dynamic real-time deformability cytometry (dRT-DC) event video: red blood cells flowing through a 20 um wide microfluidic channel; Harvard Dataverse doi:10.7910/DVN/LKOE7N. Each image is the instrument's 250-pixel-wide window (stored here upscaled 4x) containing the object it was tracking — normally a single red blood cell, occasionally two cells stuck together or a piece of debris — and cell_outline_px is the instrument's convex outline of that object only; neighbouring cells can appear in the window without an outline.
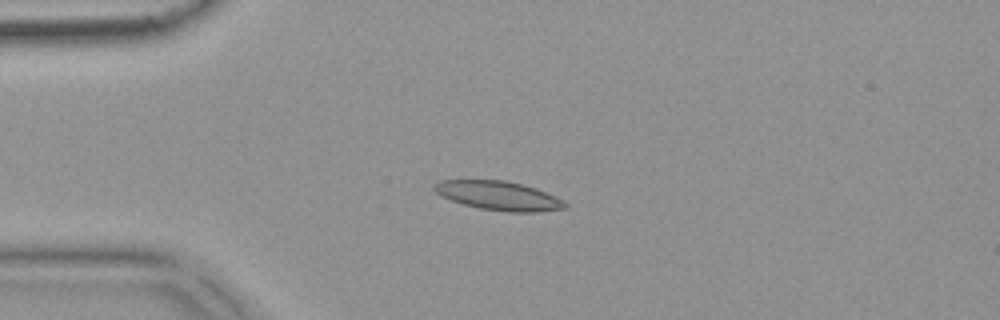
{"species": "common noctule bat (a hibernating species)", "species_latin": "Nyctalus noctula", "temperature_condition": "warm", "stored_images_in_passage": 53, "camera_frame_rate_fps": 3000, "um_per_image_px": 0.085, "animal": {"sex": "female", "body_mass_g": 18.4}, "frame": {"image": 1, "passage_image": 13, "time_ms": 4.0, "image_size_px": [1000, 320], "cell_outline_px": [[568, 208], [536, 212], [508, 212], [480, 208], [464, 204], [440, 196], [432, 188], [432, 184], [440, 180], [504, 180], [524, 184], [536, 188], [568, 204]], "centroid_in_image_um": [42.34, 16.63], "position_along_channel_um": 42.7, "area_um2": 22.02}}
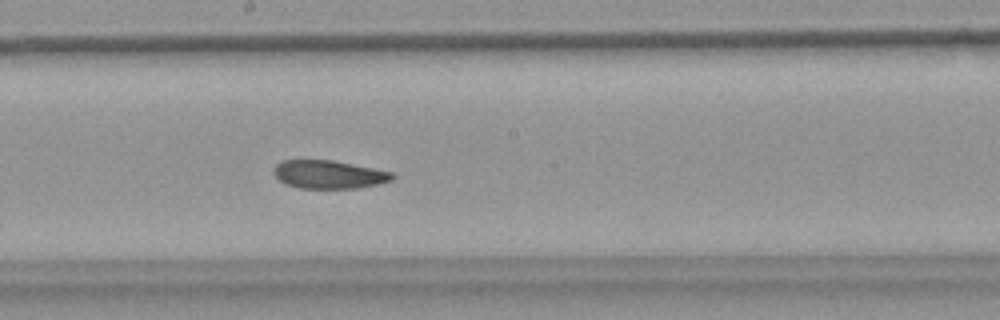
{"frame": {"image": 2, "passage_image": 29, "time_ms": 9.333, "image_size_px": [1000, 320], "cell_outline_px": [[396, 176], [392, 180], [360, 188], [300, 188], [284, 184], [272, 172], [272, 168], [280, 160], [332, 160], [392, 172]], "centroid_in_image_um": [27.91, 14.83], "position_along_channel_um": 220.3, "area_um2": 19.54}}
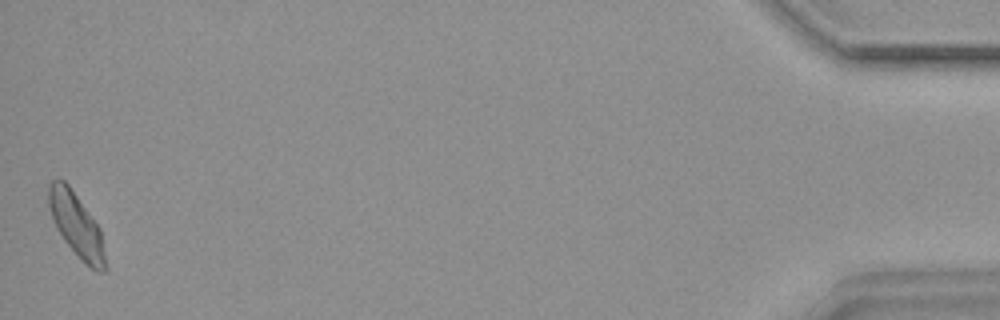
{"frame": {"image": 3, "passage_image": 53, "time_ms": 17.333, "image_size_px": [1000, 320], "cell_outline_px": [[108, 268], [104, 272], [96, 272], [64, 240], [56, 228], [48, 208], [48, 188], [52, 180], [60, 176], [68, 184], [100, 228]], "centroid_in_image_um": [6.49, 19.1], "position_along_channel_um": 428.7, "area_um2": 20.87}, "authors_computed_cell_mechanics": {"area_um2": 20.9236, "velocity_mm_per_s": 3.7615, "shape_relaxation_time_tau1_ms": 3.513, "shape_relaxation_time_tau2_ms": 2.8962, "deformation_change_tau1": 0.1231, "deformation_change_tau2": 0.0941}}